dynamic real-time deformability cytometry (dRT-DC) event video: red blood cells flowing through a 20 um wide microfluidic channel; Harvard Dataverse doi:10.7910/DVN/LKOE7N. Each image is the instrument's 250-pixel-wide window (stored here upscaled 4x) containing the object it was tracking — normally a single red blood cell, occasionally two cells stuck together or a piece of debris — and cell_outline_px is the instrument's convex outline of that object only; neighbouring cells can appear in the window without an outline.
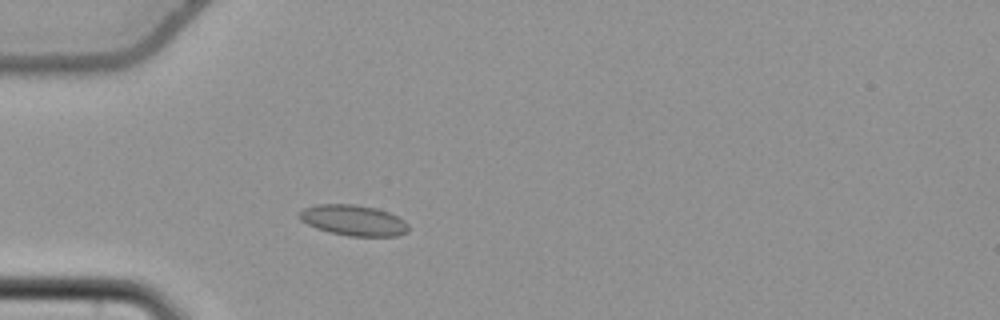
{"species": "common noctule bat (a hibernating species)", "species_latin": "Nyctalus noctula", "temperature_condition": "cold", "stored_images_in_passage": 49, "camera_frame_rate_fps": 3000, "um_per_image_px": 0.085, "animal": {"sex": "female", "body_mass_g": 22.7, "forearm_length_mm": 54.2}, "frame": {"image": 1, "passage_image": 10, "time_ms": 3.0, "image_size_px": [1000, 320], "cell_outline_px": [[408, 232], [396, 236], [348, 236], [328, 232], [308, 224], [300, 220], [296, 216], [304, 208], [316, 204], [356, 204], [376, 208], [388, 212], [404, 220], [408, 224]], "centroid_in_image_um": [30.03, 18.72], "position_along_channel_um": 55.0, "area_um2": 19.59}}
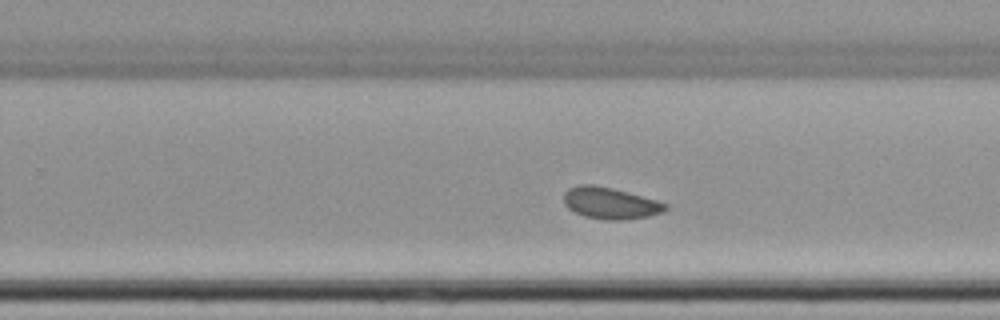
{"frame": {"image": 2, "passage_image": 29, "time_ms": 9.333, "image_size_px": [1000, 320], "cell_outline_px": [[668, 208], [664, 212], [648, 216], [624, 220], [604, 220], [584, 216], [568, 208], [564, 204], [564, 192], [568, 188], [580, 184], [592, 184], [612, 188], [656, 200], [668, 204]], "centroid_in_image_um": [51.86, 17.27], "position_along_channel_um": 277.9, "area_um2": 18.73}}
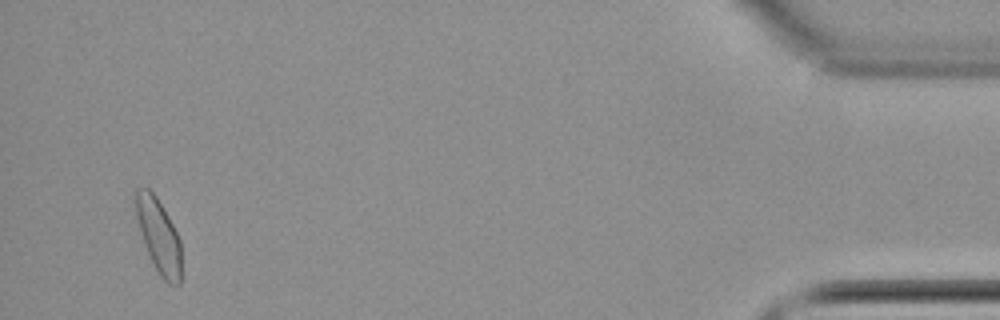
{"frame": {"image": 3, "passage_image": 47, "time_ms": 15.333, "image_size_px": [1000, 320], "cell_outline_px": [[180, 284], [168, 284], [160, 276], [148, 252], [140, 232], [132, 200], [132, 192], [136, 188], [148, 188], [156, 196], [168, 216], [180, 240]], "centroid_in_image_um": [13.43, 19.96], "position_along_channel_um": 421.8, "area_um2": 19.65}, "authors_computed_cell_mechanics": {"area_um2": 18.6116, "velocity_mm_per_s": 3.7077, "shape_relaxation_time_tau1_ms": null, "shape_relaxation_time_tau2_ms": 3.9383, "deformation_change_tau1": null, "deformation_change_tau2": 0.0712}}